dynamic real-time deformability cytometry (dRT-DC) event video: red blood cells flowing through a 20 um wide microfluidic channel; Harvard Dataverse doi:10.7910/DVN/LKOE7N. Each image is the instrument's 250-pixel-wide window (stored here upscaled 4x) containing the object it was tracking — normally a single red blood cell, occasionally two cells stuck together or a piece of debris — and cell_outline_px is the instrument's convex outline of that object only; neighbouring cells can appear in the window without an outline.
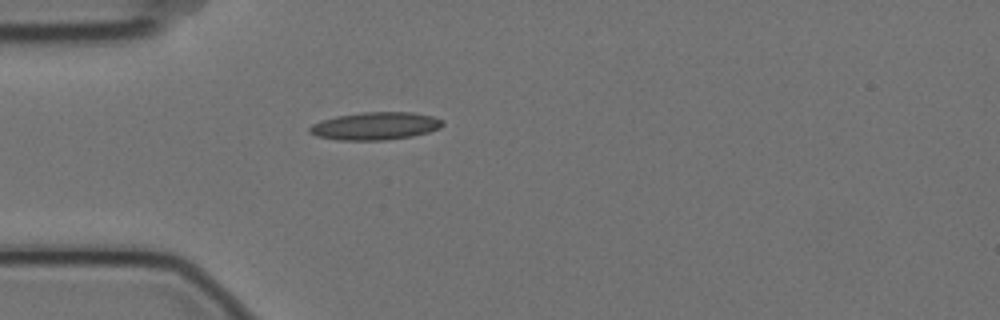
{"species": "Egyptian fruit bat (a non-hibernating species)", "species_latin": "Rousettus aegyptiacus", "temperature_condition": "cold", "stored_images_in_passage": 1, "camera_frame_rate_fps": 3000, "um_per_image_px": 0.085, "animal": {"sex": "female"}, "frame": {"image": 1, "passage_image": 1, "time_ms": 0.0, "image_size_px": [1000, 320], "cell_outline_px": [[444, 124], [440, 128], [428, 132], [412, 136], [384, 140], [336, 140], [316, 136], [308, 132], [308, 128], [312, 124], [320, 120], [336, 116], [364, 112], [412, 112], [432, 116], [444, 120]], "centroid_in_image_um": [31.88, 10.71], "position_along_channel_um": 53.1, "area_um2": 21.62}}